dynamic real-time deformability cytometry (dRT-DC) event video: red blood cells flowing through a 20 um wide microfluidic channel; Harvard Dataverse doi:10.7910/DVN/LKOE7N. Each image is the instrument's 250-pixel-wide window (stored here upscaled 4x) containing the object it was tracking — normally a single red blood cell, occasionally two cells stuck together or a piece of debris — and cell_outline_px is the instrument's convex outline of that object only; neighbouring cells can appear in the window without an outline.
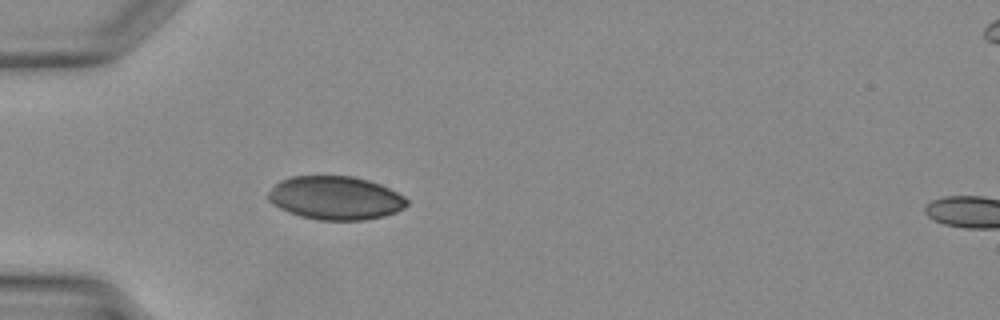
{"species": "Egyptian fruit bat (a non-hibernating species)", "species_latin": "Rousettus aegyptiacus", "temperature_condition": "warm", "stored_images_in_passage": 33, "camera_frame_rate_fps": 3000, "um_per_image_px": 0.085, "animal": {"sex": "female"}, "frame": {"image": 1, "passage_image": 10, "time_ms": 3.0, "image_size_px": [1000, 320], "cell_outline_px": [[408, 204], [404, 208], [396, 212], [384, 216], [364, 220], [320, 220], [300, 216], [288, 212], [272, 204], [268, 200], [268, 192], [280, 180], [292, 176], [352, 176], [368, 180], [380, 184], [404, 196], [408, 200]], "centroid_in_image_um": [28.51, 16.83], "position_along_channel_um": 56.5, "area_um2": 35.14}}